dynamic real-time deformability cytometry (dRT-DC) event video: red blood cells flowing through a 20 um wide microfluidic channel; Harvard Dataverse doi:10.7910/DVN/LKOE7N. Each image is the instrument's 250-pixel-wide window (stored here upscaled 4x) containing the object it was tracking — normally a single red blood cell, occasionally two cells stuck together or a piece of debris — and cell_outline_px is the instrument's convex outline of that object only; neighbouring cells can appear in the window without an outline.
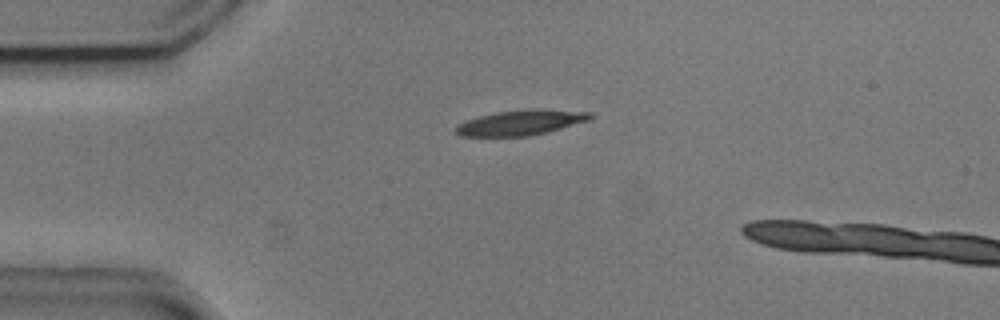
{"species": "common noctule bat (a hibernating species)", "species_latin": "Nyctalus noctula", "temperature_condition": "cold", "stored_images_in_passage": 38, "camera_frame_rate_fps": 3000, "um_per_image_px": 0.085, "animal": {"sex": "male", "body_mass_g": 20.5, "forearm_length_mm": 52.5}, "frame": {"image": 1, "passage_image": 2, "time_ms": 0.333, "image_size_px": [1000, 320], "cell_outline_px": [[596, 116], [588, 120], [548, 132], [528, 136], [460, 136], [456, 132], [456, 124], [480, 116], [496, 112], [592, 112]], "centroid_in_image_um": [44.18, 10.49], "position_along_channel_um": 40.8, "area_um2": 18.32}}
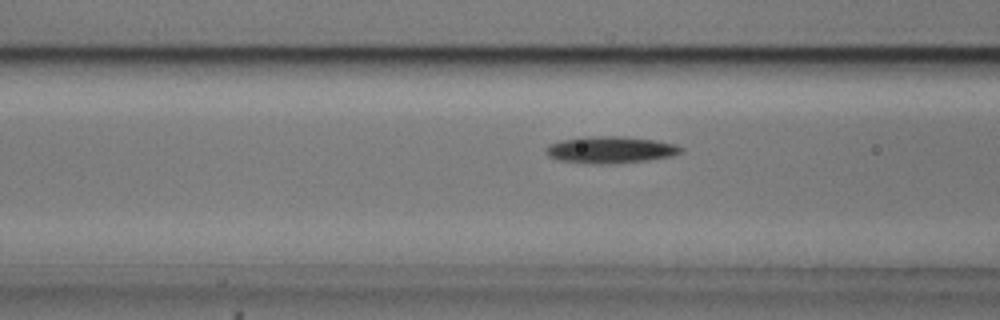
{"frame": {"image": 2, "passage_image": 10, "time_ms": 3.0, "image_size_px": [1000, 320], "cell_outline_px": [[684, 152], [672, 156], [648, 160], [616, 164], [592, 164], [556, 160], [548, 156], [544, 152], [544, 148], [548, 144], [560, 140], [584, 136], [616, 136], [656, 140], [676, 144], [684, 148]], "centroid_in_image_um": [51.86, 12.74], "position_along_channel_um": 114.7, "area_um2": 21.62}}
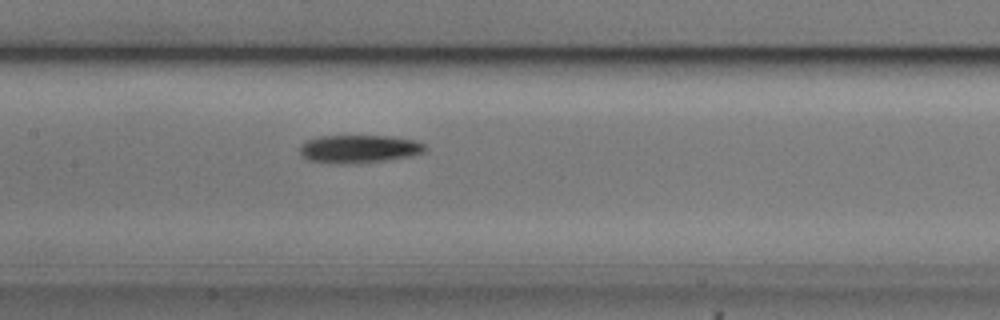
{"frame": {"image": 3, "passage_image": 15, "time_ms": 4.667, "image_size_px": [1000, 320], "cell_outline_px": [[428, 148], [424, 152], [412, 156], [388, 160], [360, 164], [328, 164], [308, 160], [300, 156], [300, 144], [304, 140], [320, 136], [392, 136], [412, 140], [424, 144]], "centroid_in_image_um": [30.47, 12.68], "position_along_channel_um": 176.9, "area_um2": 21.04}}